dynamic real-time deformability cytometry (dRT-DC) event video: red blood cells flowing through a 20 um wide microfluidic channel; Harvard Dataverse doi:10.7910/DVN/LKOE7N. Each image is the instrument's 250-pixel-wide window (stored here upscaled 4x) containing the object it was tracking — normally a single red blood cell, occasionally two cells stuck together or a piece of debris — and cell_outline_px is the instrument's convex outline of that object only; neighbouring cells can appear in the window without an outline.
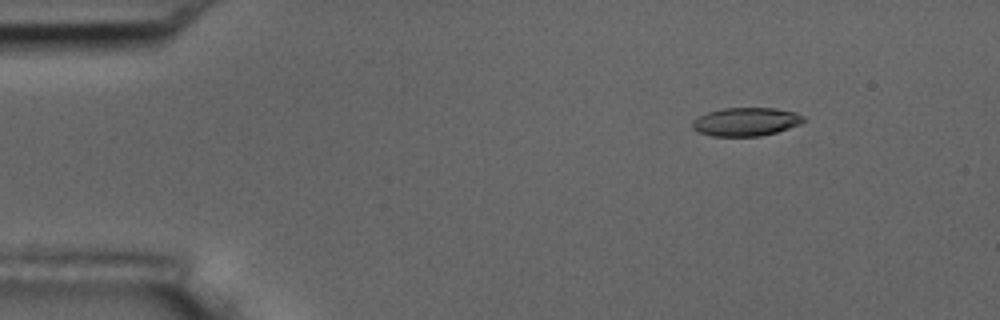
{"species": "common noctule bat (a hibernating species)", "species_latin": "Nyctalus noctula", "temperature_condition": "room temperature", "stored_images_in_passage": 4, "camera_frame_rate_fps": 3000, "um_per_image_px": 0.085, "animal": {"sex": "male", "body_mass_g": 17.5, "forearm_length_mm": 52.3}, "frame": {"image": 1, "passage_image": 1, "time_ms": 0.0, "image_size_px": [1000, 320], "cell_outline_px": [[808, 120], [800, 124], [776, 132], [760, 136], [712, 136], [700, 132], [692, 128], [692, 120], [696, 116], [708, 112], [724, 108], [776, 108], [796, 112], [804, 116]], "centroid_in_image_um": [63.42, 10.34], "position_along_channel_um": 21.6, "area_um2": 18.55}}
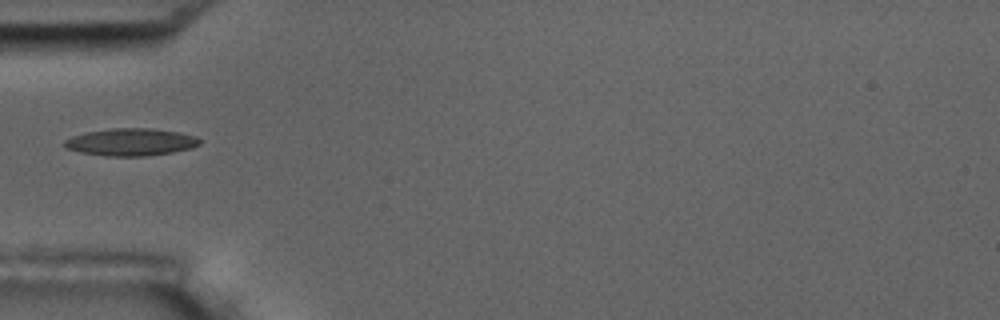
{"frame": {"image": 2, "passage_image": 4, "time_ms": 3.667, "image_size_px": [1000, 320], "cell_outline_px": [[200, 144], [192, 148], [172, 152], [148, 156], [104, 156], [80, 152], [64, 148], [64, 140], [72, 136], [84, 132], [112, 128], [152, 128], [180, 132], [196, 136], [200, 140]], "centroid_in_image_um": [11.11, 12.07], "position_along_channel_um": 73.9, "area_um2": 21.79}}